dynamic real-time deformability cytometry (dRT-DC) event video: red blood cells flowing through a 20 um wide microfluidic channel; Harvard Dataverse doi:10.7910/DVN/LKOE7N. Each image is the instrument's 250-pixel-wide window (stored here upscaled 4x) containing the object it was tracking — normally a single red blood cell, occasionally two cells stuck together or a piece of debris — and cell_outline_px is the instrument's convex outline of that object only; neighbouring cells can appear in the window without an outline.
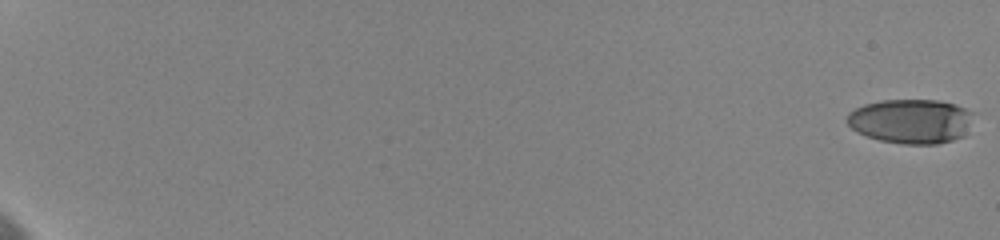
{"species": "human", "species_latin": "Homo sapiens", "temperature_condition": "cold", "stored_images_in_passage": 11, "camera_frame_rate_fps": 3000, "um_per_image_px": 0.085, "donor": {"sex": "female"}, "frame": {"image": 1, "passage_image": 1, "time_ms": 0.0, "image_size_px": [1000, 240], "cell_outline_px": [[972, 112], [964, 136], [952, 140], [936, 144], [904, 144], [880, 140], [856, 132], [844, 120], [848, 112], [864, 104], [880, 100], [936, 100], [952, 104], [964, 108]], "centroid_in_image_um": [77.36, 10.3], "position_along_channel_um": 7.6, "area_um2": 32.54}}